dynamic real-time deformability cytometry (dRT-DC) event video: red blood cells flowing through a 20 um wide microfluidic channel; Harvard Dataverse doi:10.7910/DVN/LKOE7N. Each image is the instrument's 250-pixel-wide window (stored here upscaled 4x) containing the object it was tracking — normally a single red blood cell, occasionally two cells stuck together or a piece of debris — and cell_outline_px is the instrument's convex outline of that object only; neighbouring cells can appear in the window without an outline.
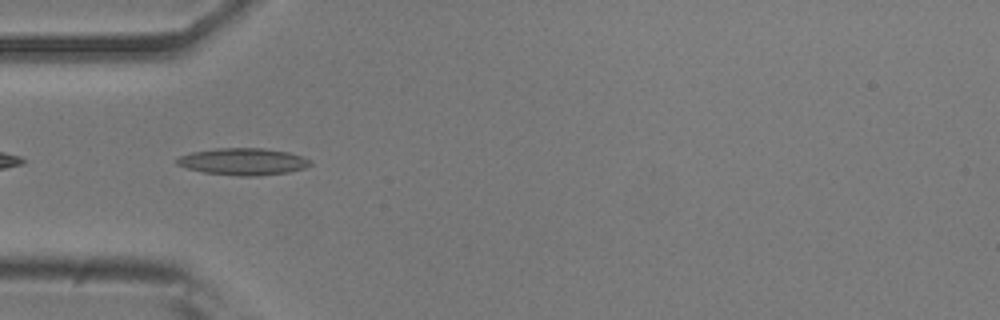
{"species": "common noctule bat (a hibernating species)", "species_latin": "Nyctalus noctula", "temperature_condition": "room temperature", "stored_images_in_passage": 39, "camera_frame_rate_fps": 3000, "um_per_image_px": 0.085, "animal": {"sex": "male", "body_mass_g": 20.5, "forearm_length_mm": 52.5}, "frame": {"image": 1, "passage_image": 2, "time_ms": 0.333, "image_size_px": [1000, 320], "cell_outline_px": [[312, 164], [304, 168], [288, 172], [256, 176], [240, 176], [204, 172], [188, 168], [176, 164], [176, 160], [180, 156], [192, 152], [216, 148], [264, 148], [288, 152], [312, 160]], "centroid_in_image_um": [20.68, 13.73], "position_along_channel_um": 64.3, "area_um2": 20.81}}
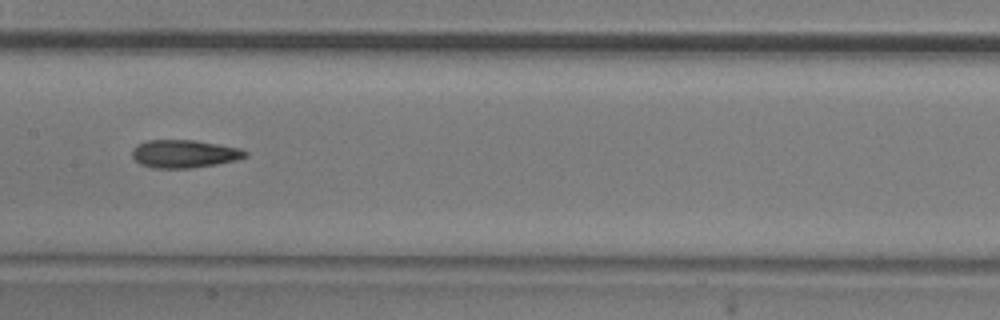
{"frame": {"image": 2, "passage_image": 12, "time_ms": 3.667, "image_size_px": [1000, 320], "cell_outline_px": [[248, 156], [236, 160], [216, 164], [192, 168], [152, 168], [140, 164], [132, 156], [132, 148], [136, 144], [148, 140], [196, 140], [240, 148], [248, 152]], "centroid_in_image_um": [15.65, 13.07], "position_along_channel_um": 191.7, "area_um2": 18.55}}
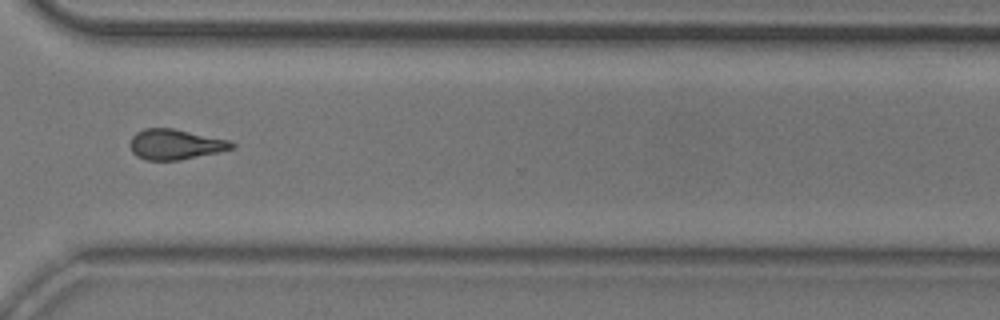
{"frame": {"image": 3, "passage_image": 25, "time_ms": 8.0, "image_size_px": [1000, 320], "cell_outline_px": [[236, 148], [180, 160], [144, 160], [136, 156], [132, 152], [132, 136], [136, 132], [144, 128], [172, 128], [228, 140], [236, 144]], "centroid_in_image_um": [14.91, 12.27], "position_along_channel_um": 355.7, "area_um2": 17.8}, "authors_computed_cell_mechanics": {"area_um2": 17.8024, "velocity_mm_per_s": 3.801, "shape_relaxation_time_tau1_ms": 6.8427, "shape_relaxation_time_tau2_ms": 5.3242, "deformation_change_tau1": 0.1819, "deformation_change_tau2": 0.1658}}